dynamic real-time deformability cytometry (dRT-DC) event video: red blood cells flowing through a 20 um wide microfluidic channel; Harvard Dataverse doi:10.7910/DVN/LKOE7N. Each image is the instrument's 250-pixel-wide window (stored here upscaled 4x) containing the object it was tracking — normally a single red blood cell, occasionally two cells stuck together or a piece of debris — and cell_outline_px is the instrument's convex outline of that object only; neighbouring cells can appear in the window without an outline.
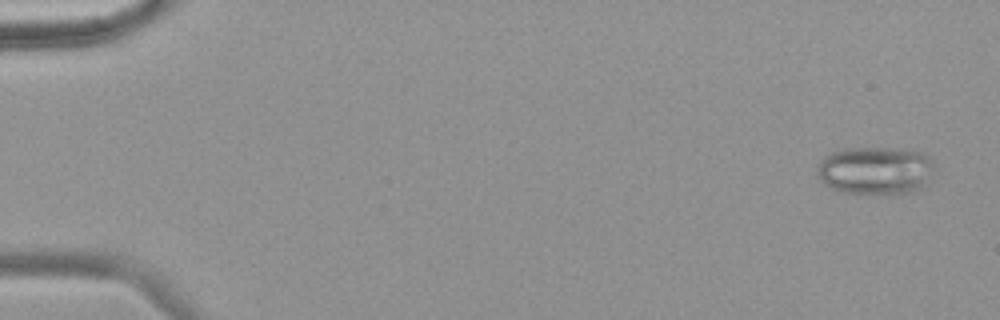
{"species": "common noctule bat (a hibernating species)", "species_latin": "Nyctalus noctula", "temperature_condition": "warm", "stored_images_in_passage": 58, "camera_frame_rate_fps": 3000, "um_per_image_px": 0.085, "animal": {"sex": "female", "body_mass_g": 18.4}, "frame": {"image": 1, "passage_image": 3, "time_ms": 0.667, "image_size_px": [1000, 320], "cell_outline_px": [[932, 176], [916, 192], [896, 196], [888, 196], [844, 192], [832, 188], [824, 184], [820, 180], [816, 172], [816, 168], [820, 160], [832, 152], [844, 148], [900, 148], [920, 152], [928, 156], [932, 164]], "centroid_in_image_um": [74.4, 14.53], "position_along_channel_um": 10.6, "area_um2": 33.52}}
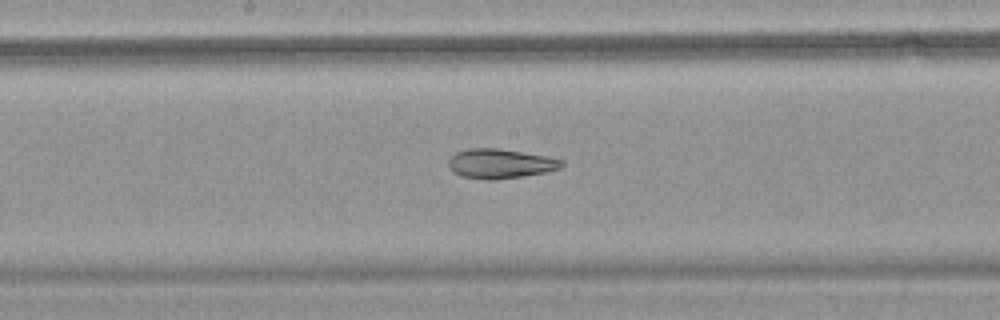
{"frame": {"image": 2, "passage_image": 32, "time_ms": 10.333, "image_size_px": [1000, 320], "cell_outline_px": [[564, 164], [560, 168], [544, 172], [520, 176], [492, 180], [484, 180], [460, 176], [452, 172], [448, 168], [448, 160], [456, 152], [468, 148], [500, 148], [548, 156], [564, 160]], "centroid_in_image_um": [42.49, 13.9], "position_along_channel_um": 205.7, "area_um2": 19.65}}
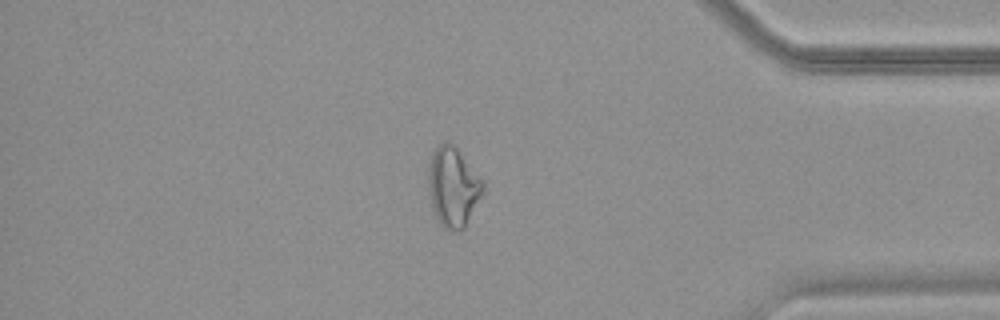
{"frame": {"image": 3, "passage_image": 50, "time_ms": 16.333, "image_size_px": [1000, 320], "cell_outline_px": [[484, 192], [464, 228], [460, 232], [448, 232], [440, 224], [432, 208], [428, 188], [428, 164], [432, 152], [444, 140], [448, 140], [456, 148], [484, 184]], "centroid_in_image_um": [38.48, 15.93], "position_along_channel_um": 396.7, "area_um2": 25.32}, "authors_computed_cell_mechanics": {"area_um2": 25.143, "velocity_mm_per_s": 3.5844, "shape_relaxation_time_tau1_ms": null, "shape_relaxation_time_tau2_ms": 6.1696, "deformation_change_tau1": null, "deformation_change_tau2": 0.1209}}